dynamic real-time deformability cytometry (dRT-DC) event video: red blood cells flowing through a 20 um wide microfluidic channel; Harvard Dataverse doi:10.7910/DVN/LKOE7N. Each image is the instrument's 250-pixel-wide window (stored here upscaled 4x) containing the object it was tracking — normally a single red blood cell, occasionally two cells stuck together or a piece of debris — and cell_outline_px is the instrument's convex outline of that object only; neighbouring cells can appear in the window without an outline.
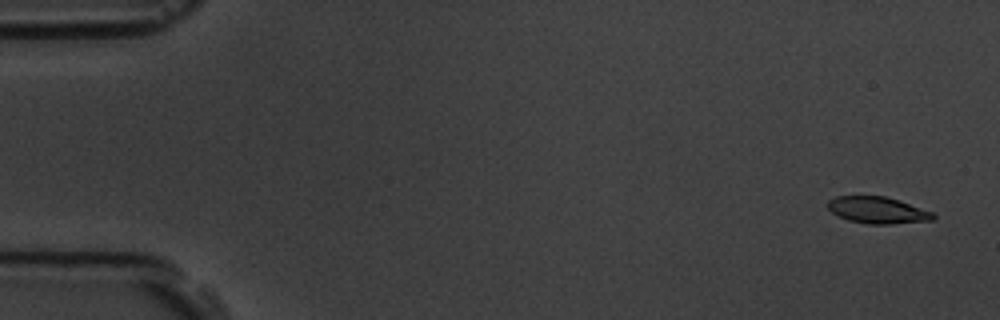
{"species": "common noctule bat (a hibernating species)", "species_latin": "Nyctalus noctula", "temperature_condition": "room temperature", "stored_images_in_passage": 6, "camera_frame_rate_fps": 3000, "um_per_image_px": 0.085, "animal": {"sex": "male", "body_mass_g": 19.5, "forearm_length_mm": 54.6}, "frame": {"image": 1, "passage_image": 1, "time_ms": 0.0, "image_size_px": [1000, 320], "cell_outline_px": [[936, 216], [932, 220], [892, 224], [868, 224], [848, 220], [832, 212], [828, 208], [828, 200], [836, 196], [884, 196], [900, 200], [932, 212]], "centroid_in_image_um": [74.6, 17.86], "position_along_channel_um": 10.4, "area_um2": 16.3}}